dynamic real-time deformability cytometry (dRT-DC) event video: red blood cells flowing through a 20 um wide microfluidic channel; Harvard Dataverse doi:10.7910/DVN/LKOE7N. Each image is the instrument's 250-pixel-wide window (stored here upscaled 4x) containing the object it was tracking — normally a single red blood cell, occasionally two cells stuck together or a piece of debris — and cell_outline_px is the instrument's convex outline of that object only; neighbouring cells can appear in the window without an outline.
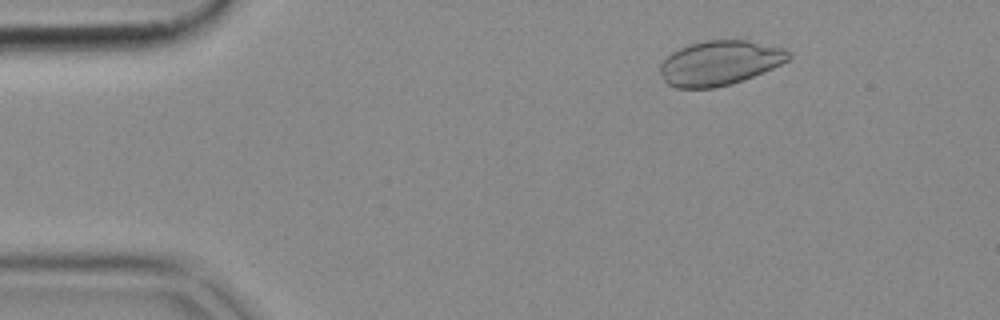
{"species": "common noctule bat (a hibernating species)", "species_latin": "Nyctalus noctula", "temperature_condition": "cold", "stored_images_in_passage": 46, "camera_frame_rate_fps": 3000, "um_per_image_px": 0.085, "animal": {"sex": "female", "body_mass_g": 18.4}, "frame": {"image": 1, "passage_image": 6, "time_ms": 1.667, "image_size_px": [1000, 320], "cell_outline_px": [[792, 56], [788, 60], [764, 72], [744, 80], [732, 84], [712, 88], [676, 88], [668, 84], [664, 80], [660, 72], [660, 64], [672, 52], [688, 44], [704, 40], [748, 40], [784, 48], [792, 52]], "centroid_in_image_um": [61.19, 5.35], "position_along_channel_um": 23.8, "area_um2": 33.58}}
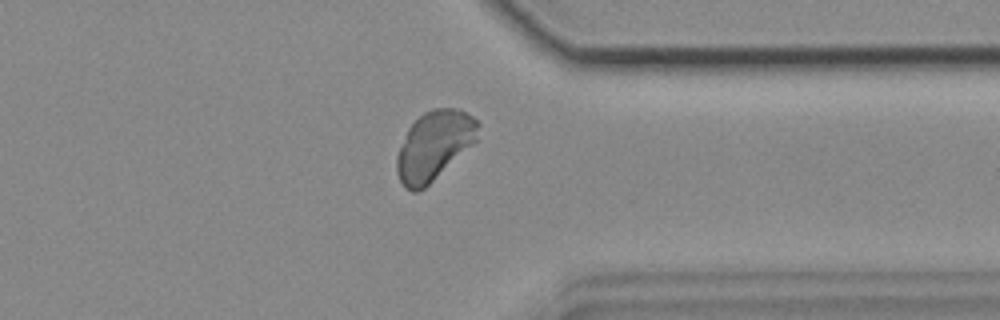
{"frame": {"image": 2, "passage_image": 39, "time_ms": 12.667, "image_size_px": [1000, 320], "cell_outline_px": [[480, 124], [476, 140], [472, 144], [424, 188], [416, 192], [412, 192], [400, 180], [396, 172], [396, 156], [408, 128], [424, 112], [432, 108], [456, 108], [472, 116]], "centroid_in_image_um": [36.88, 12.35], "position_along_channel_um": 374.5, "area_um2": 32.08}}
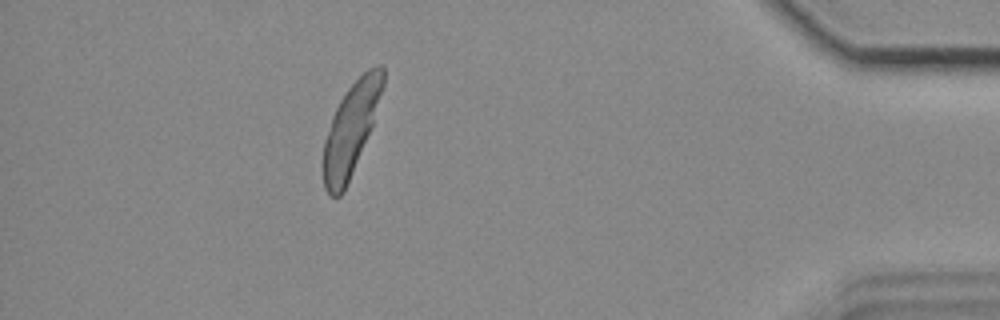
{"frame": {"image": 3, "passage_image": 45, "time_ms": 14.667, "image_size_px": [1000, 320], "cell_outline_px": [[384, 84], [372, 124], [344, 192], [340, 196], [328, 196], [324, 188], [324, 140], [332, 116], [340, 100], [348, 88], [368, 68], [376, 64], [380, 64], [384, 68]], "centroid_in_image_um": [29.82, 10.95], "position_along_channel_um": 405.4, "area_um2": 31.21}}